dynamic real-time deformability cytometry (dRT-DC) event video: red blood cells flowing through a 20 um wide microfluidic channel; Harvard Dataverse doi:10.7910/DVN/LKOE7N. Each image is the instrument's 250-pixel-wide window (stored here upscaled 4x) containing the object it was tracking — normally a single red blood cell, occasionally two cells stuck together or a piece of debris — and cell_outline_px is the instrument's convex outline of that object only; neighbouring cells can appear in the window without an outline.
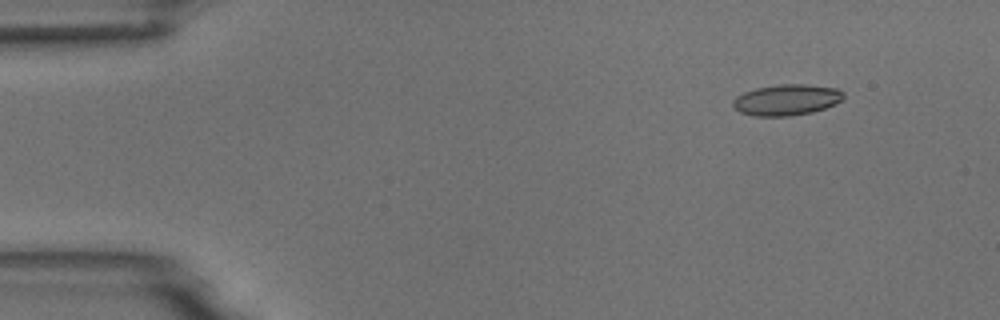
{"species": "common noctule bat (a hibernating species)", "species_latin": "Nyctalus noctula", "temperature_condition": "room temperature", "stored_images_in_passage": 5, "camera_frame_rate_fps": 3000, "um_per_image_px": 0.085, "animal": {"sex": "male", "body_mass_g": 18.8}, "frame": {"image": 1, "passage_image": 2, "time_ms": 1.333, "image_size_px": [1000, 320], "cell_outline_px": [[844, 96], [836, 104], [812, 112], [788, 116], [756, 116], [740, 112], [732, 108], [732, 100], [736, 96], [744, 92], [756, 88], [780, 84], [804, 84], [836, 88], [844, 92]], "centroid_in_image_um": [66.83, 8.49], "position_along_channel_um": 18.2, "area_um2": 20.0}}
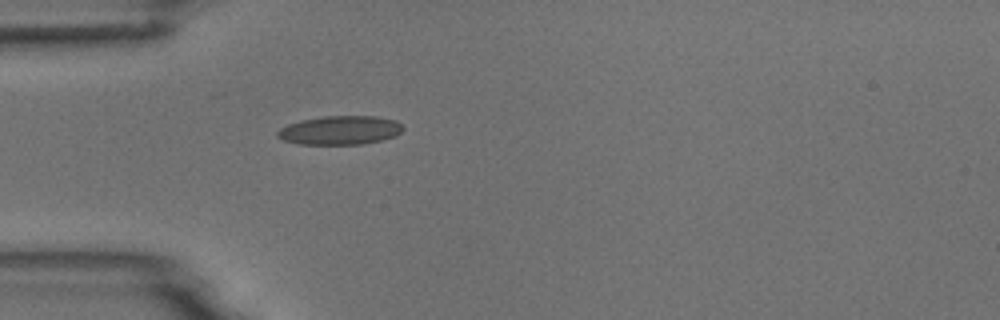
{"frame": {"image": 2, "passage_image": 5, "time_ms": 4.667, "image_size_px": [1000, 320], "cell_outline_px": [[404, 128], [396, 136], [364, 144], [300, 144], [284, 140], [276, 136], [276, 132], [280, 128], [288, 124], [300, 120], [324, 116], [376, 116], [396, 120]], "centroid_in_image_um": [28.9, 11.06], "position_along_channel_um": 56.1, "area_um2": 21.1}}